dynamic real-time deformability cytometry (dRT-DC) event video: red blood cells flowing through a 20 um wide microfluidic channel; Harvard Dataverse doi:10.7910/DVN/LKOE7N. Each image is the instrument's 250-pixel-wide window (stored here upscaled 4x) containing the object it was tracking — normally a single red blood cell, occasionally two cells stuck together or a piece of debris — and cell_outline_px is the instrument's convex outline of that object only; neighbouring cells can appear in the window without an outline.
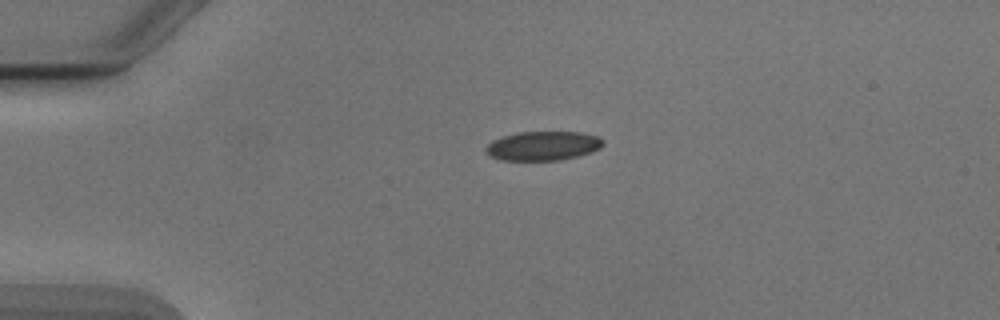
{"species": "Egyptian fruit bat (a non-hibernating species)", "species_latin": "Rousettus aegyptiacus", "temperature_condition": "cold", "stored_images_in_passage": 41, "camera_frame_rate_fps": 3000, "um_per_image_px": 0.085, "animal": {"sex": "male"}, "frame": {"image": 1, "passage_image": 1, "time_ms": 0.0, "image_size_px": [1000, 320], "cell_outline_px": [[604, 144], [600, 148], [592, 152], [560, 160], [500, 160], [488, 156], [484, 152], [484, 148], [492, 140], [516, 132], [580, 132], [600, 136], [604, 140]], "centroid_in_image_um": [46.14, 12.39], "position_along_channel_um": 38.9, "area_um2": 20.17}}
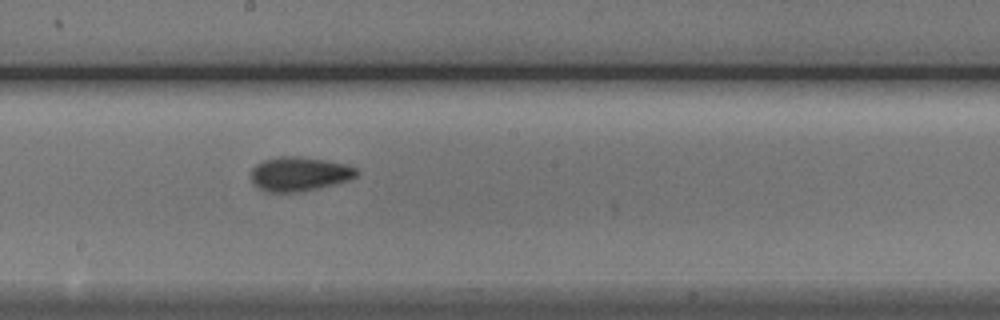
{"frame": {"image": 2, "passage_image": 18, "time_ms": 5.667, "image_size_px": [1000, 320], "cell_outline_px": [[360, 172], [356, 176], [348, 180], [336, 184], [300, 192], [264, 192], [252, 180], [252, 168], [256, 164], [264, 160], [280, 156], [296, 156], [324, 160], [348, 164], [360, 168]], "centroid_in_image_um": [25.5, 14.78], "position_along_channel_um": 222.7, "area_um2": 21.15}}
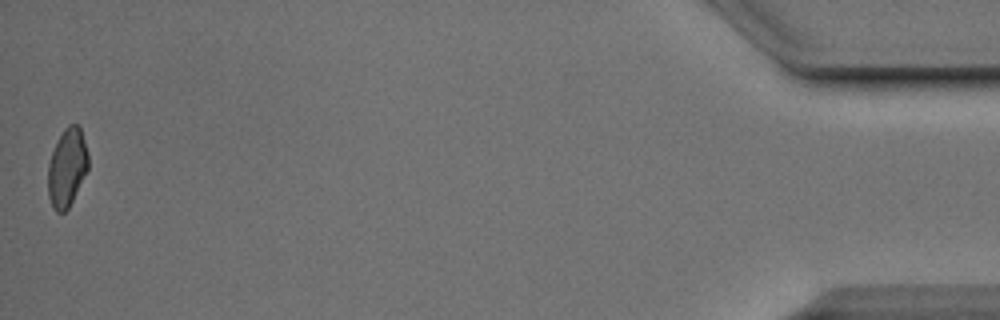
{"frame": {"image": 3, "passage_image": 41, "time_ms": 13.333, "image_size_px": [1000, 320], "cell_outline_px": [[88, 168], [68, 208], [64, 212], [56, 212], [52, 208], [48, 196], [48, 164], [52, 152], [64, 128], [68, 124], [80, 124], [88, 152]], "centroid_in_image_um": [5.7, 14.22], "position_along_channel_um": 429.5, "area_um2": 18.32}, "authors_computed_cell_mechanics": {"area_um2": 19.7098, "velocity_mm_per_s": 3.8959, "shape_relaxation_time_tau1_ms": 2.9698, "shape_relaxation_time_tau2_ms": 1.5276, "deformation_change_tau1": 0.0948, "deformation_change_tau2": 0.0737}}